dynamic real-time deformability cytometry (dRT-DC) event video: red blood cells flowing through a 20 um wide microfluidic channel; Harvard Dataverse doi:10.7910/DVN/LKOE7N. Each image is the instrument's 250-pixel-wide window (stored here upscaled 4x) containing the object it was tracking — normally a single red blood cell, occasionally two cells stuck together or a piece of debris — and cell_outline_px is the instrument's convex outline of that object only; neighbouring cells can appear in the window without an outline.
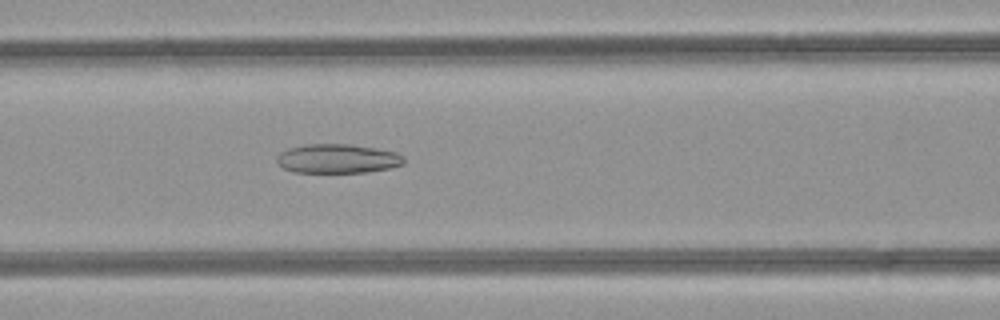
{"species": "common noctule bat (a hibernating species)", "species_latin": "Nyctalus noctula", "temperature_condition": "room temperature", "stored_images_in_passage": 48, "camera_frame_rate_fps": 3000, "um_per_image_px": 0.085, "animal": {"sex": "female", "body_mass_g": 21.9}, "frame": {"image": 1, "passage_image": 20, "time_ms": 6.333, "image_size_px": [1000, 320], "cell_outline_px": [[404, 164], [388, 168], [368, 172], [292, 172], [284, 168], [276, 160], [276, 156], [280, 152], [288, 148], [304, 144], [352, 144], [376, 148], [396, 152], [404, 156]], "centroid_in_image_um": [28.69, 13.47], "position_along_channel_um": 137.9, "area_um2": 21.68}}
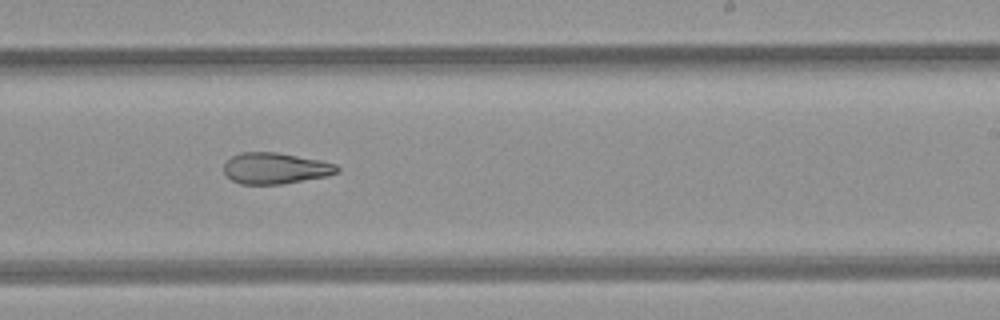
{"frame": {"image": 2, "passage_image": 29, "time_ms": 9.333, "image_size_px": [1000, 320], "cell_outline_px": [[340, 172], [328, 176], [284, 184], [240, 184], [232, 180], [224, 172], [224, 164], [232, 156], [240, 152], [276, 152], [320, 160], [336, 164], [340, 168]], "centroid_in_image_um": [23.44, 14.31], "position_along_channel_um": 265.6, "area_um2": 20.69}}
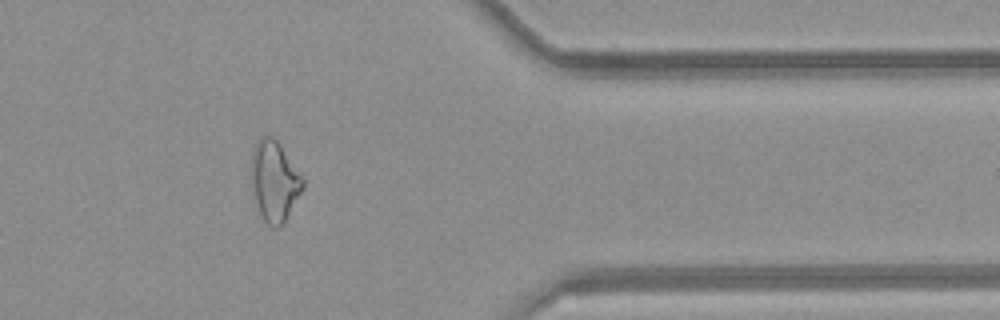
{"frame": {"image": 3, "passage_image": 39, "time_ms": 12.667, "image_size_px": [1000, 320], "cell_outline_px": [[304, 188], [284, 220], [276, 228], [272, 228], [264, 220], [252, 196], [252, 152], [256, 144], [268, 132], [280, 144], [304, 180]], "centroid_in_image_um": [23.31, 15.38], "position_along_channel_um": 388.1, "area_um2": 23.7}}